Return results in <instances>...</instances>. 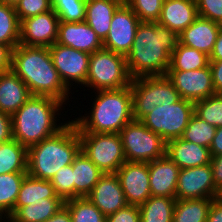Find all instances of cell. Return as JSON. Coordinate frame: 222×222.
Listing matches in <instances>:
<instances>
[{
  "mask_svg": "<svg viewBox=\"0 0 222 222\" xmlns=\"http://www.w3.org/2000/svg\"><path fill=\"white\" fill-rule=\"evenodd\" d=\"M132 91L133 118L140 121L155 107L166 103H176L181 99L172 82L164 76H143L133 78Z\"/></svg>",
  "mask_w": 222,
  "mask_h": 222,
  "instance_id": "8992f818",
  "label": "cell"
},
{
  "mask_svg": "<svg viewBox=\"0 0 222 222\" xmlns=\"http://www.w3.org/2000/svg\"><path fill=\"white\" fill-rule=\"evenodd\" d=\"M81 151L105 174L116 173L126 162L119 133H78Z\"/></svg>",
  "mask_w": 222,
  "mask_h": 222,
  "instance_id": "9c48e42d",
  "label": "cell"
},
{
  "mask_svg": "<svg viewBox=\"0 0 222 222\" xmlns=\"http://www.w3.org/2000/svg\"><path fill=\"white\" fill-rule=\"evenodd\" d=\"M178 35L157 22H140L126 63L130 77L164 76Z\"/></svg>",
  "mask_w": 222,
  "mask_h": 222,
  "instance_id": "6da1fadb",
  "label": "cell"
},
{
  "mask_svg": "<svg viewBox=\"0 0 222 222\" xmlns=\"http://www.w3.org/2000/svg\"><path fill=\"white\" fill-rule=\"evenodd\" d=\"M209 65V56L177 42L167 71H193Z\"/></svg>",
  "mask_w": 222,
  "mask_h": 222,
  "instance_id": "f546056e",
  "label": "cell"
},
{
  "mask_svg": "<svg viewBox=\"0 0 222 222\" xmlns=\"http://www.w3.org/2000/svg\"><path fill=\"white\" fill-rule=\"evenodd\" d=\"M193 113L194 102L181 98L171 105L166 103L155 107L140 121L167 143L170 140L181 138Z\"/></svg>",
  "mask_w": 222,
  "mask_h": 222,
  "instance_id": "ba28073f",
  "label": "cell"
},
{
  "mask_svg": "<svg viewBox=\"0 0 222 222\" xmlns=\"http://www.w3.org/2000/svg\"><path fill=\"white\" fill-rule=\"evenodd\" d=\"M211 156L222 155V126L217 127L209 147Z\"/></svg>",
  "mask_w": 222,
  "mask_h": 222,
  "instance_id": "c3c4849f",
  "label": "cell"
},
{
  "mask_svg": "<svg viewBox=\"0 0 222 222\" xmlns=\"http://www.w3.org/2000/svg\"><path fill=\"white\" fill-rule=\"evenodd\" d=\"M13 139L11 115L0 111V143Z\"/></svg>",
  "mask_w": 222,
  "mask_h": 222,
  "instance_id": "7bdbcfd3",
  "label": "cell"
},
{
  "mask_svg": "<svg viewBox=\"0 0 222 222\" xmlns=\"http://www.w3.org/2000/svg\"><path fill=\"white\" fill-rule=\"evenodd\" d=\"M194 113L214 127L222 126V94H214L194 103Z\"/></svg>",
  "mask_w": 222,
  "mask_h": 222,
  "instance_id": "d590c367",
  "label": "cell"
},
{
  "mask_svg": "<svg viewBox=\"0 0 222 222\" xmlns=\"http://www.w3.org/2000/svg\"><path fill=\"white\" fill-rule=\"evenodd\" d=\"M216 127L199 118L195 113L191 116L181 138L204 147H210Z\"/></svg>",
  "mask_w": 222,
  "mask_h": 222,
  "instance_id": "e575fe53",
  "label": "cell"
},
{
  "mask_svg": "<svg viewBox=\"0 0 222 222\" xmlns=\"http://www.w3.org/2000/svg\"><path fill=\"white\" fill-rule=\"evenodd\" d=\"M197 18L196 0H164L157 23L178 35Z\"/></svg>",
  "mask_w": 222,
  "mask_h": 222,
  "instance_id": "44dd1931",
  "label": "cell"
},
{
  "mask_svg": "<svg viewBox=\"0 0 222 222\" xmlns=\"http://www.w3.org/2000/svg\"><path fill=\"white\" fill-rule=\"evenodd\" d=\"M27 173L0 174V216L4 219L14 214V206Z\"/></svg>",
  "mask_w": 222,
  "mask_h": 222,
  "instance_id": "1f68e13d",
  "label": "cell"
},
{
  "mask_svg": "<svg viewBox=\"0 0 222 222\" xmlns=\"http://www.w3.org/2000/svg\"><path fill=\"white\" fill-rule=\"evenodd\" d=\"M221 192L213 182L210 164L180 169L176 188V199H214Z\"/></svg>",
  "mask_w": 222,
  "mask_h": 222,
  "instance_id": "4fadbf2b",
  "label": "cell"
},
{
  "mask_svg": "<svg viewBox=\"0 0 222 222\" xmlns=\"http://www.w3.org/2000/svg\"><path fill=\"white\" fill-rule=\"evenodd\" d=\"M220 60H222V26L220 27L213 50L209 56V61Z\"/></svg>",
  "mask_w": 222,
  "mask_h": 222,
  "instance_id": "681fc988",
  "label": "cell"
},
{
  "mask_svg": "<svg viewBox=\"0 0 222 222\" xmlns=\"http://www.w3.org/2000/svg\"><path fill=\"white\" fill-rule=\"evenodd\" d=\"M27 150L15 139L0 143V174L27 173Z\"/></svg>",
  "mask_w": 222,
  "mask_h": 222,
  "instance_id": "83f0119b",
  "label": "cell"
},
{
  "mask_svg": "<svg viewBox=\"0 0 222 222\" xmlns=\"http://www.w3.org/2000/svg\"><path fill=\"white\" fill-rule=\"evenodd\" d=\"M206 222H222V198L221 197L213 199L211 206L209 208Z\"/></svg>",
  "mask_w": 222,
  "mask_h": 222,
  "instance_id": "bcb514c9",
  "label": "cell"
},
{
  "mask_svg": "<svg viewBox=\"0 0 222 222\" xmlns=\"http://www.w3.org/2000/svg\"><path fill=\"white\" fill-rule=\"evenodd\" d=\"M176 197L150 196L139 206L140 222H172Z\"/></svg>",
  "mask_w": 222,
  "mask_h": 222,
  "instance_id": "f1b7e54d",
  "label": "cell"
},
{
  "mask_svg": "<svg viewBox=\"0 0 222 222\" xmlns=\"http://www.w3.org/2000/svg\"><path fill=\"white\" fill-rule=\"evenodd\" d=\"M32 96L28 86L12 71L0 73V111L13 115Z\"/></svg>",
  "mask_w": 222,
  "mask_h": 222,
  "instance_id": "603a6c76",
  "label": "cell"
},
{
  "mask_svg": "<svg viewBox=\"0 0 222 222\" xmlns=\"http://www.w3.org/2000/svg\"><path fill=\"white\" fill-rule=\"evenodd\" d=\"M74 198L87 197L104 174L81 150L72 163Z\"/></svg>",
  "mask_w": 222,
  "mask_h": 222,
  "instance_id": "d4e9b609",
  "label": "cell"
},
{
  "mask_svg": "<svg viewBox=\"0 0 222 222\" xmlns=\"http://www.w3.org/2000/svg\"><path fill=\"white\" fill-rule=\"evenodd\" d=\"M60 19L50 11L21 21L19 44L24 46L50 47L57 42Z\"/></svg>",
  "mask_w": 222,
  "mask_h": 222,
  "instance_id": "5bb4252c",
  "label": "cell"
},
{
  "mask_svg": "<svg viewBox=\"0 0 222 222\" xmlns=\"http://www.w3.org/2000/svg\"><path fill=\"white\" fill-rule=\"evenodd\" d=\"M198 16L222 25V0H196Z\"/></svg>",
  "mask_w": 222,
  "mask_h": 222,
  "instance_id": "60d3db41",
  "label": "cell"
},
{
  "mask_svg": "<svg viewBox=\"0 0 222 222\" xmlns=\"http://www.w3.org/2000/svg\"><path fill=\"white\" fill-rule=\"evenodd\" d=\"M49 50L54 67L68 89L73 82L85 85L91 54L58 43L50 46Z\"/></svg>",
  "mask_w": 222,
  "mask_h": 222,
  "instance_id": "8fae6325",
  "label": "cell"
},
{
  "mask_svg": "<svg viewBox=\"0 0 222 222\" xmlns=\"http://www.w3.org/2000/svg\"><path fill=\"white\" fill-rule=\"evenodd\" d=\"M6 219H7V220H4L5 222H6V221H7V222H14V221H13L12 219H10L9 217H6ZM2 220H3V219H2V217H1L0 222H2Z\"/></svg>",
  "mask_w": 222,
  "mask_h": 222,
  "instance_id": "f5cc1de1",
  "label": "cell"
},
{
  "mask_svg": "<svg viewBox=\"0 0 222 222\" xmlns=\"http://www.w3.org/2000/svg\"><path fill=\"white\" fill-rule=\"evenodd\" d=\"M12 49L0 43V72L11 70Z\"/></svg>",
  "mask_w": 222,
  "mask_h": 222,
  "instance_id": "7dc6e473",
  "label": "cell"
},
{
  "mask_svg": "<svg viewBox=\"0 0 222 222\" xmlns=\"http://www.w3.org/2000/svg\"><path fill=\"white\" fill-rule=\"evenodd\" d=\"M20 25L15 7L0 3V43L13 50L20 41Z\"/></svg>",
  "mask_w": 222,
  "mask_h": 222,
  "instance_id": "d6a6232c",
  "label": "cell"
},
{
  "mask_svg": "<svg viewBox=\"0 0 222 222\" xmlns=\"http://www.w3.org/2000/svg\"><path fill=\"white\" fill-rule=\"evenodd\" d=\"M119 134L126 161L149 163L166 154V142L141 121L132 120Z\"/></svg>",
  "mask_w": 222,
  "mask_h": 222,
  "instance_id": "30bf717a",
  "label": "cell"
},
{
  "mask_svg": "<svg viewBox=\"0 0 222 222\" xmlns=\"http://www.w3.org/2000/svg\"><path fill=\"white\" fill-rule=\"evenodd\" d=\"M86 3L84 0H51V7L60 22H82L85 21Z\"/></svg>",
  "mask_w": 222,
  "mask_h": 222,
  "instance_id": "8d00e7d4",
  "label": "cell"
},
{
  "mask_svg": "<svg viewBox=\"0 0 222 222\" xmlns=\"http://www.w3.org/2000/svg\"><path fill=\"white\" fill-rule=\"evenodd\" d=\"M124 0H93L86 3L85 22L96 32L102 42L107 37L115 11Z\"/></svg>",
  "mask_w": 222,
  "mask_h": 222,
  "instance_id": "cb8c5ba5",
  "label": "cell"
},
{
  "mask_svg": "<svg viewBox=\"0 0 222 222\" xmlns=\"http://www.w3.org/2000/svg\"><path fill=\"white\" fill-rule=\"evenodd\" d=\"M54 190L64 202L74 199V181L72 164L62 167L50 180Z\"/></svg>",
  "mask_w": 222,
  "mask_h": 222,
  "instance_id": "f35d334b",
  "label": "cell"
},
{
  "mask_svg": "<svg viewBox=\"0 0 222 222\" xmlns=\"http://www.w3.org/2000/svg\"><path fill=\"white\" fill-rule=\"evenodd\" d=\"M221 26L198 16L192 24L178 34V42L210 56Z\"/></svg>",
  "mask_w": 222,
  "mask_h": 222,
  "instance_id": "ffe728a7",
  "label": "cell"
},
{
  "mask_svg": "<svg viewBox=\"0 0 222 222\" xmlns=\"http://www.w3.org/2000/svg\"><path fill=\"white\" fill-rule=\"evenodd\" d=\"M63 104L53 97L32 95L11 116L13 139L28 149L55 135L66 124L57 125L55 117Z\"/></svg>",
  "mask_w": 222,
  "mask_h": 222,
  "instance_id": "277c9868",
  "label": "cell"
},
{
  "mask_svg": "<svg viewBox=\"0 0 222 222\" xmlns=\"http://www.w3.org/2000/svg\"><path fill=\"white\" fill-rule=\"evenodd\" d=\"M166 155L180 168H192L210 164L211 154L208 147L185 141L182 138L166 143Z\"/></svg>",
  "mask_w": 222,
  "mask_h": 222,
  "instance_id": "7402d4cb",
  "label": "cell"
},
{
  "mask_svg": "<svg viewBox=\"0 0 222 222\" xmlns=\"http://www.w3.org/2000/svg\"><path fill=\"white\" fill-rule=\"evenodd\" d=\"M14 7L20 22L52 9L51 0H19Z\"/></svg>",
  "mask_w": 222,
  "mask_h": 222,
  "instance_id": "ab89813d",
  "label": "cell"
},
{
  "mask_svg": "<svg viewBox=\"0 0 222 222\" xmlns=\"http://www.w3.org/2000/svg\"><path fill=\"white\" fill-rule=\"evenodd\" d=\"M213 182L216 188L222 192V155L211 156Z\"/></svg>",
  "mask_w": 222,
  "mask_h": 222,
  "instance_id": "f6af8a7d",
  "label": "cell"
},
{
  "mask_svg": "<svg viewBox=\"0 0 222 222\" xmlns=\"http://www.w3.org/2000/svg\"><path fill=\"white\" fill-rule=\"evenodd\" d=\"M87 197L106 217L128 205L116 173L103 174Z\"/></svg>",
  "mask_w": 222,
  "mask_h": 222,
  "instance_id": "e0dca14e",
  "label": "cell"
},
{
  "mask_svg": "<svg viewBox=\"0 0 222 222\" xmlns=\"http://www.w3.org/2000/svg\"><path fill=\"white\" fill-rule=\"evenodd\" d=\"M96 92L90 115L72 120L78 133H120L134 120L130 86Z\"/></svg>",
  "mask_w": 222,
  "mask_h": 222,
  "instance_id": "5b68a950",
  "label": "cell"
},
{
  "mask_svg": "<svg viewBox=\"0 0 222 222\" xmlns=\"http://www.w3.org/2000/svg\"><path fill=\"white\" fill-rule=\"evenodd\" d=\"M212 72V82L216 94H222V60L209 61Z\"/></svg>",
  "mask_w": 222,
  "mask_h": 222,
  "instance_id": "ee69618b",
  "label": "cell"
},
{
  "mask_svg": "<svg viewBox=\"0 0 222 222\" xmlns=\"http://www.w3.org/2000/svg\"><path fill=\"white\" fill-rule=\"evenodd\" d=\"M116 174L128 205L140 206L151 196L149 163L126 161Z\"/></svg>",
  "mask_w": 222,
  "mask_h": 222,
  "instance_id": "2e32d148",
  "label": "cell"
},
{
  "mask_svg": "<svg viewBox=\"0 0 222 222\" xmlns=\"http://www.w3.org/2000/svg\"><path fill=\"white\" fill-rule=\"evenodd\" d=\"M63 205L61 198H45V201L31 202L30 205L20 207L10 219L14 222H44Z\"/></svg>",
  "mask_w": 222,
  "mask_h": 222,
  "instance_id": "4316f807",
  "label": "cell"
},
{
  "mask_svg": "<svg viewBox=\"0 0 222 222\" xmlns=\"http://www.w3.org/2000/svg\"><path fill=\"white\" fill-rule=\"evenodd\" d=\"M80 150L77 127L69 120L55 135L28 148L27 174L50 181L58 170L73 163Z\"/></svg>",
  "mask_w": 222,
  "mask_h": 222,
  "instance_id": "3957f363",
  "label": "cell"
},
{
  "mask_svg": "<svg viewBox=\"0 0 222 222\" xmlns=\"http://www.w3.org/2000/svg\"><path fill=\"white\" fill-rule=\"evenodd\" d=\"M141 22H157L164 0H124Z\"/></svg>",
  "mask_w": 222,
  "mask_h": 222,
  "instance_id": "74e56055",
  "label": "cell"
},
{
  "mask_svg": "<svg viewBox=\"0 0 222 222\" xmlns=\"http://www.w3.org/2000/svg\"><path fill=\"white\" fill-rule=\"evenodd\" d=\"M45 198H60L57 196L50 181L26 175L18 193L14 206V213L31 202L45 201Z\"/></svg>",
  "mask_w": 222,
  "mask_h": 222,
  "instance_id": "484cf974",
  "label": "cell"
},
{
  "mask_svg": "<svg viewBox=\"0 0 222 222\" xmlns=\"http://www.w3.org/2000/svg\"><path fill=\"white\" fill-rule=\"evenodd\" d=\"M19 0H0V3H6L15 6Z\"/></svg>",
  "mask_w": 222,
  "mask_h": 222,
  "instance_id": "816d5d0a",
  "label": "cell"
},
{
  "mask_svg": "<svg viewBox=\"0 0 222 222\" xmlns=\"http://www.w3.org/2000/svg\"><path fill=\"white\" fill-rule=\"evenodd\" d=\"M140 22L124 2L113 15L109 33L103 41V48L126 57L132 48Z\"/></svg>",
  "mask_w": 222,
  "mask_h": 222,
  "instance_id": "7c38bea8",
  "label": "cell"
},
{
  "mask_svg": "<svg viewBox=\"0 0 222 222\" xmlns=\"http://www.w3.org/2000/svg\"><path fill=\"white\" fill-rule=\"evenodd\" d=\"M179 171L166 154L149 162L151 196L175 197Z\"/></svg>",
  "mask_w": 222,
  "mask_h": 222,
  "instance_id": "d6986e66",
  "label": "cell"
},
{
  "mask_svg": "<svg viewBox=\"0 0 222 222\" xmlns=\"http://www.w3.org/2000/svg\"><path fill=\"white\" fill-rule=\"evenodd\" d=\"M44 222H72L70 211L63 205L52 217Z\"/></svg>",
  "mask_w": 222,
  "mask_h": 222,
  "instance_id": "f907efd6",
  "label": "cell"
},
{
  "mask_svg": "<svg viewBox=\"0 0 222 222\" xmlns=\"http://www.w3.org/2000/svg\"><path fill=\"white\" fill-rule=\"evenodd\" d=\"M72 222H106L107 217L88 199L76 197L64 202Z\"/></svg>",
  "mask_w": 222,
  "mask_h": 222,
  "instance_id": "836d02e7",
  "label": "cell"
},
{
  "mask_svg": "<svg viewBox=\"0 0 222 222\" xmlns=\"http://www.w3.org/2000/svg\"><path fill=\"white\" fill-rule=\"evenodd\" d=\"M213 199H176L172 222H206Z\"/></svg>",
  "mask_w": 222,
  "mask_h": 222,
  "instance_id": "4dcf8cb0",
  "label": "cell"
},
{
  "mask_svg": "<svg viewBox=\"0 0 222 222\" xmlns=\"http://www.w3.org/2000/svg\"><path fill=\"white\" fill-rule=\"evenodd\" d=\"M11 70L28 86L32 95L69 100L70 90L54 67L49 47L18 44L12 50Z\"/></svg>",
  "mask_w": 222,
  "mask_h": 222,
  "instance_id": "7a4b0ae2",
  "label": "cell"
},
{
  "mask_svg": "<svg viewBox=\"0 0 222 222\" xmlns=\"http://www.w3.org/2000/svg\"><path fill=\"white\" fill-rule=\"evenodd\" d=\"M166 76L182 99L195 103L216 94L209 65L193 71H167Z\"/></svg>",
  "mask_w": 222,
  "mask_h": 222,
  "instance_id": "9a60e30c",
  "label": "cell"
},
{
  "mask_svg": "<svg viewBox=\"0 0 222 222\" xmlns=\"http://www.w3.org/2000/svg\"><path fill=\"white\" fill-rule=\"evenodd\" d=\"M106 222H140L139 206L127 205L108 215Z\"/></svg>",
  "mask_w": 222,
  "mask_h": 222,
  "instance_id": "b9f144b4",
  "label": "cell"
},
{
  "mask_svg": "<svg viewBox=\"0 0 222 222\" xmlns=\"http://www.w3.org/2000/svg\"><path fill=\"white\" fill-rule=\"evenodd\" d=\"M131 80L125 56L104 48L90 55L85 87L97 91L120 89L130 86Z\"/></svg>",
  "mask_w": 222,
  "mask_h": 222,
  "instance_id": "52a82bcc",
  "label": "cell"
},
{
  "mask_svg": "<svg viewBox=\"0 0 222 222\" xmlns=\"http://www.w3.org/2000/svg\"><path fill=\"white\" fill-rule=\"evenodd\" d=\"M56 43L88 54L103 49L102 40L85 21L60 22Z\"/></svg>",
  "mask_w": 222,
  "mask_h": 222,
  "instance_id": "ac0fdd59",
  "label": "cell"
}]
</instances>
